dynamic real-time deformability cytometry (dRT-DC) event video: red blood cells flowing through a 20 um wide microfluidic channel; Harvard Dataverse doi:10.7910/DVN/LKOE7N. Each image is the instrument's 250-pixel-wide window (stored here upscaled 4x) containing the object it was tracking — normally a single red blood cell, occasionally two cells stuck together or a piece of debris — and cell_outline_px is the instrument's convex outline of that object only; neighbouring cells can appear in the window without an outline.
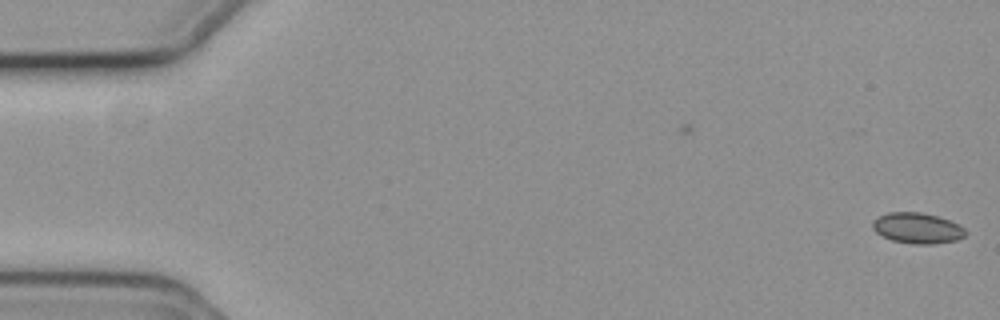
{"species": "common noctule bat (a hibernating species)", "species_latin": "Nyctalus noctula", "temperature_condition": "cold", "stored_images_in_passage": 18, "camera_frame_rate_fps": 3000, "um_per_image_px": 0.085, "animal": {"sex": "female", "body_mass_g": 19.3, "forearm_length_mm": 54.1}, "frame": {"image": 1, "passage_image": 1, "time_ms": 0.0, "image_size_px": [1000, 320], "cell_outline_px": [[968, 232], [964, 236], [956, 240], [932, 244], [912, 244], [892, 240], [876, 232], [872, 228], [872, 220], [888, 212], [920, 212], [936, 216], [948, 220], [964, 228]], "centroid_in_image_um": [77.96, 19.39], "position_along_channel_um": 7.0, "area_um2": 16.47}}